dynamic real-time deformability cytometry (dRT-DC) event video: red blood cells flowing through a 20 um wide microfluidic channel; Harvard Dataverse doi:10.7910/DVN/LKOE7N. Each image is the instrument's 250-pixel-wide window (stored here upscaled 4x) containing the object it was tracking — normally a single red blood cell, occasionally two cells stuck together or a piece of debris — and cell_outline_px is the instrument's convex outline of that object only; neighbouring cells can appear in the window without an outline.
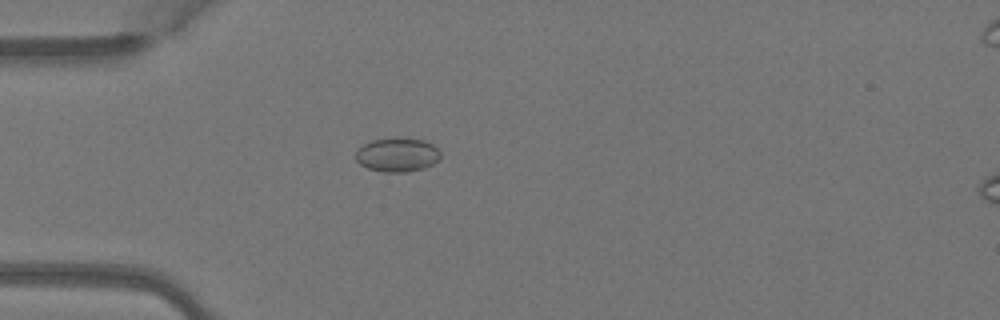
{"species": "Egyptian fruit bat (a non-hibernating species)", "species_latin": "Rousettus aegyptiacus", "temperature_condition": "warm", "stored_images_in_passage": 3, "camera_frame_rate_fps": 3000, "um_per_image_px": 0.085, "animal": {"sex": "female"}, "frame": {"image": 1, "passage_image": 3, "time_ms": 0.667, "image_size_px": [1000, 320], "cell_outline_px": [[440, 160], [424, 168], [404, 172], [384, 172], [368, 168], [360, 164], [356, 160], [356, 152], [364, 144], [372, 140], [396, 136], [424, 140], [432, 144], [440, 152]], "centroid_in_image_um": [33.78, 13.14], "position_along_channel_um": 51.2, "area_um2": 16.94}}